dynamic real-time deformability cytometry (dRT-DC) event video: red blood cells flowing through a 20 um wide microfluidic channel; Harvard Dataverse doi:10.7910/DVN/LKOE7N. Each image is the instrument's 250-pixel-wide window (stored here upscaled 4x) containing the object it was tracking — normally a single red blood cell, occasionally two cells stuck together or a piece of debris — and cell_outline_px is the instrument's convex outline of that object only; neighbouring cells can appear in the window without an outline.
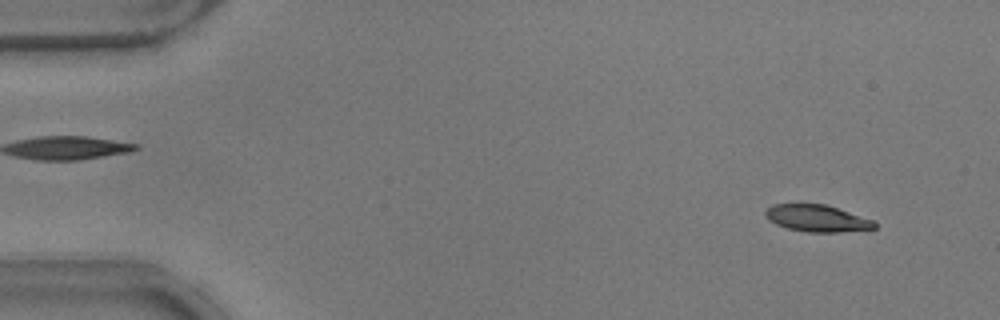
{"species": "common noctule bat (a hibernating species)", "species_latin": "Nyctalus noctula", "temperature_condition": "warm", "stored_images_in_passage": 52, "camera_frame_rate_fps": 3000, "um_per_image_px": 0.085, "animal": {"sex": "male", "body_mass_g": 17.9}, "frame": {"image": 1, "passage_image": 4, "time_ms": 1.0, "image_size_px": [1000, 320], "cell_outline_px": [[876, 228], [840, 232], [808, 232], [788, 228], [776, 224], [768, 220], [764, 216], [764, 212], [772, 204], [800, 200], [824, 204], [876, 220]], "centroid_in_image_um": [69.39, 18.5], "position_along_channel_um": 15.6, "area_um2": 17.86}}
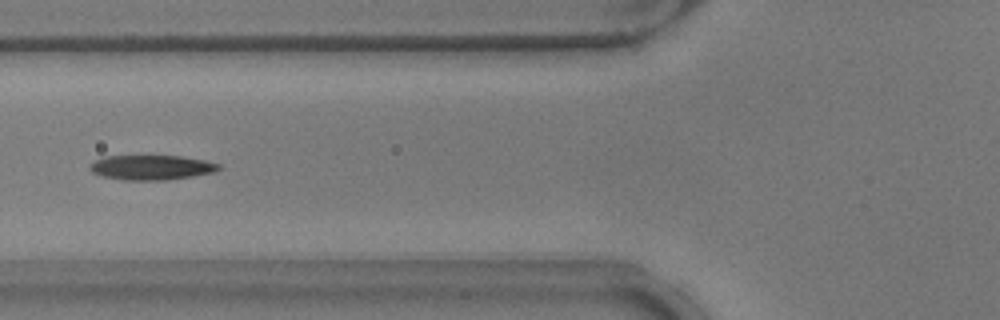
{"frame": {"image": 2, "passage_image": 20, "time_ms": 6.333, "image_size_px": [1000, 320], "cell_outline_px": [[220, 168], [216, 172], [192, 176], [164, 180], [124, 180], [100, 176], [92, 172], [88, 168], [88, 164], [104, 156], [180, 156], [204, 160], [220, 164]], "centroid_in_image_um": [12.83, 14.23], "position_along_channel_um": 113.0, "area_um2": 18.67}}
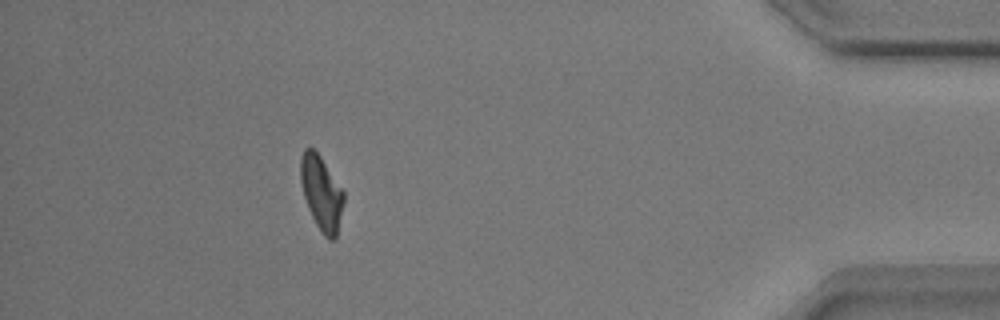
{"frame": {"image": 3, "passage_image": 47, "time_ms": 15.333, "image_size_px": [1000, 320], "cell_outline_px": [[344, 200], [336, 236], [332, 240], [328, 240], [324, 236], [316, 224], [308, 208], [304, 196], [300, 180], [300, 156], [304, 148], [312, 148], [320, 156], [344, 192]], "centroid_in_image_um": [27.3, 16.39], "position_along_channel_um": 407.9, "area_um2": 18.44}, "authors_computed_cell_mechanics": {"area_um2": 18.4671, "velocity_mm_per_s": 3.8437, "shape_relaxation_time_tau1_ms": 4.829, "shape_relaxation_time_tau2_ms": 5.0812, "deformation_change_tau1": 0.1689, "deformation_change_tau2": 0.1416}}